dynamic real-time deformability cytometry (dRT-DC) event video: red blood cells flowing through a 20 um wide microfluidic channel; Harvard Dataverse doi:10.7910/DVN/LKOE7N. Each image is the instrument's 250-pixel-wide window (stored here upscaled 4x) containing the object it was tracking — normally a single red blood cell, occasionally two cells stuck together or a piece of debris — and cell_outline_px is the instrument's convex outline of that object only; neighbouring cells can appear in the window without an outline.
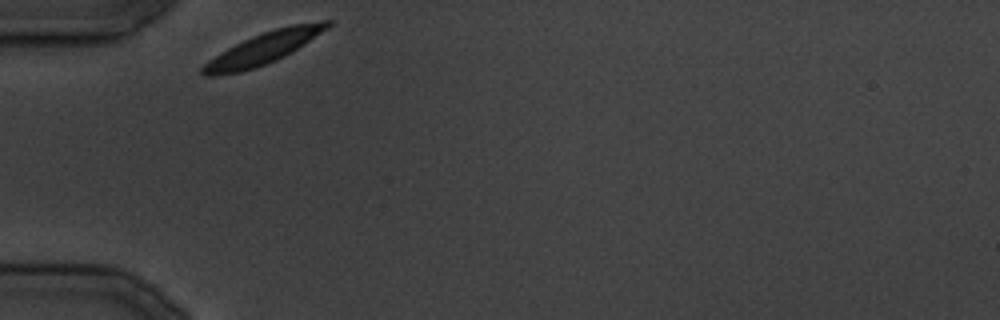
{"species": "common noctule bat (a hibernating species)", "species_latin": "Nyctalus noctula", "temperature_condition": "cold", "stored_images_in_passage": 22, "camera_frame_rate_fps": 3000, "um_per_image_px": 0.085, "animal": {"sex": "male", "body_mass_g": 19.5, "forearm_length_mm": 54.6}, "frame": {"image": 1, "passage_image": 1, "time_ms": 0.0, "image_size_px": [1000, 320], "cell_outline_px": [[336, 20], [328, 28], [292, 52], [276, 60], [240, 72], [216, 76], [204, 76], [200, 72], [200, 68], [208, 60], [228, 48], [252, 36], [276, 28], [292, 24], [320, 20]], "centroid_in_image_um": [22.41, 4.09], "position_along_channel_um": 62.6, "area_um2": 22.89}}
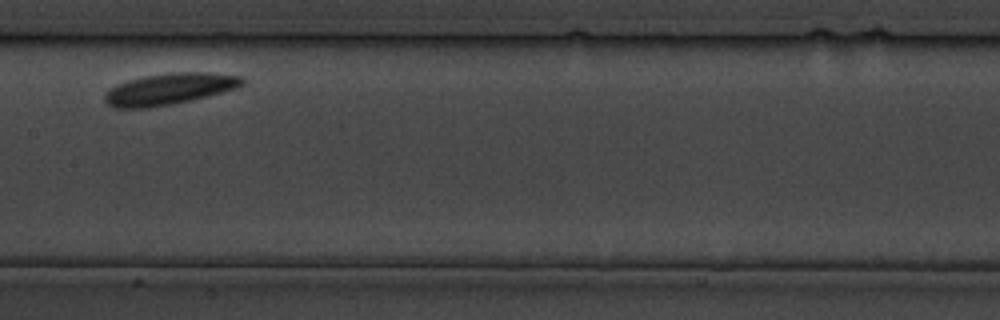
{"frame": {"image": 2, "passage_image": 9, "time_ms": 10.0, "image_size_px": [1000, 320], "cell_outline_px": [[244, 84], [236, 88], [208, 96], [192, 100], [172, 104], [148, 108], [116, 108], [108, 104], [104, 100], [104, 96], [116, 84], [128, 80], [144, 76], [172, 72], [208, 72], [244, 76]], "centroid_in_image_um": [14.43, 7.55], "position_along_channel_um": 193.0, "area_um2": 25.2}}
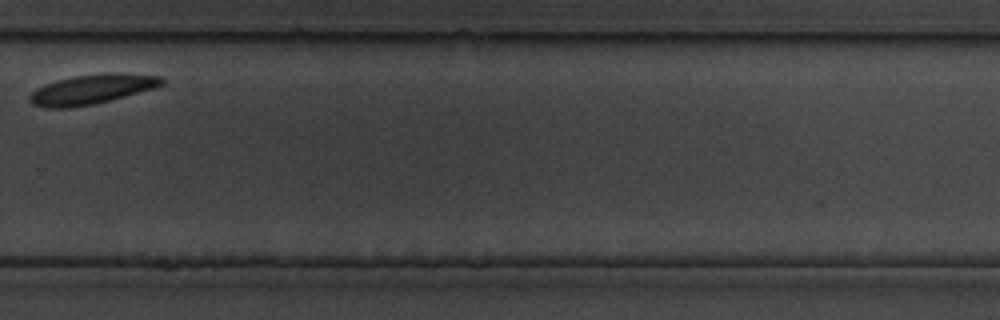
{"frame": {"image": 3, "passage_image": 17, "time_ms": 19.333, "image_size_px": [1000, 320], "cell_outline_px": [[168, 80], [164, 84], [152, 88], [108, 100], [92, 104], [68, 108], [48, 108], [32, 104], [28, 100], [28, 96], [36, 88], [72, 76], [104, 72], [120, 72], [164, 76]], "centroid_in_image_um": [7.84, 7.56], "position_along_channel_um": 322.0, "area_um2": 22.83}}